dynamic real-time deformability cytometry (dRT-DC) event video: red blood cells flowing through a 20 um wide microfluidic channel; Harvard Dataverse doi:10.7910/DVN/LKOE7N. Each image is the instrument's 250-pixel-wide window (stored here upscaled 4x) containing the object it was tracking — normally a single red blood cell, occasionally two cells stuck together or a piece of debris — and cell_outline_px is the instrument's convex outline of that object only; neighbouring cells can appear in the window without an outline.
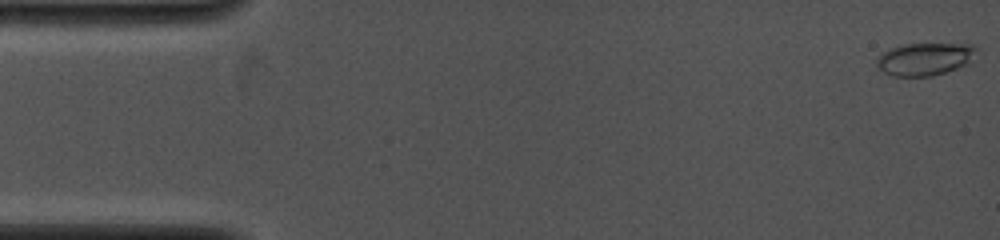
{"species": "common noctule bat (a hibernating species)", "species_latin": "Nyctalus noctula", "temperature_condition": "cold", "stored_images_in_passage": 45, "camera_frame_rate_fps": 4000, "um_per_image_px": 0.085, "animal": {"sex": "female", "body_mass_g": 19.0, "forearm_length_mm": 53.3}, "frame": {"image": 1, "passage_image": 1, "time_ms": 0.0, "image_size_px": [1000, 240], "cell_outline_px": [[980, 48], [972, 64], [932, 76], [892, 76], [884, 72], [876, 64], [876, 60], [888, 48], [900, 44], [972, 44]], "centroid_in_image_um": [78.7, 5.01], "position_along_channel_um": 6.3, "area_um2": 19.42}}
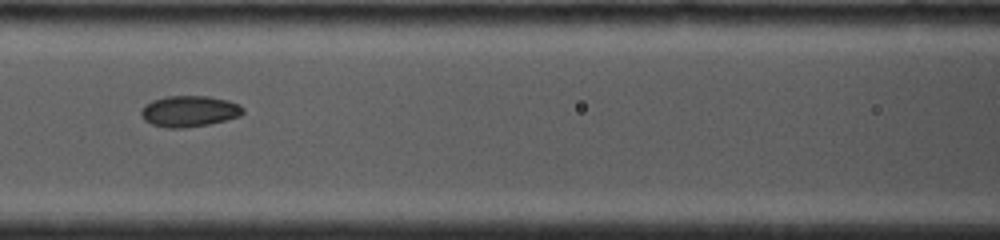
{"frame": {"image": 2, "passage_image": 20, "time_ms": 6.5, "image_size_px": [1000, 240], "cell_outline_px": [[244, 112], [240, 116], [208, 124], [180, 128], [168, 128], [152, 124], [144, 120], [140, 116], [140, 108], [144, 104], [152, 100], [168, 96], [208, 96], [228, 100], [240, 104], [244, 108]], "centroid_in_image_um": [16.06, 9.44], "position_along_channel_um": 150.5, "area_um2": 18.55}}
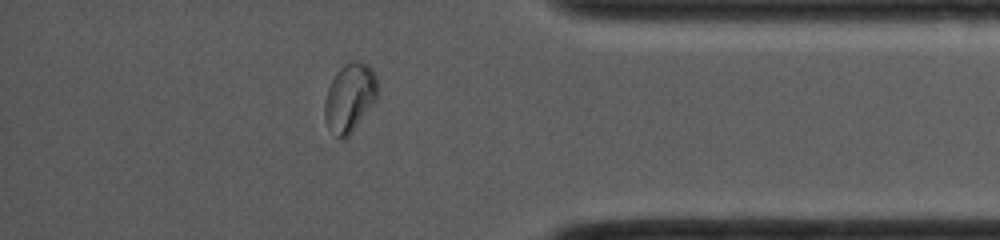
{"frame": {"image": 3, "passage_image": 39, "time_ms": 12.75, "image_size_px": [1000, 240], "cell_outline_px": [[376, 100], [352, 132], [344, 140], [340, 140], [328, 128], [324, 116], [324, 100], [328, 88], [336, 72], [348, 60], [360, 60], [368, 64], [376, 72]], "centroid_in_image_um": [29.71, 8.28], "position_along_channel_um": 405.5, "area_um2": 21.39}}